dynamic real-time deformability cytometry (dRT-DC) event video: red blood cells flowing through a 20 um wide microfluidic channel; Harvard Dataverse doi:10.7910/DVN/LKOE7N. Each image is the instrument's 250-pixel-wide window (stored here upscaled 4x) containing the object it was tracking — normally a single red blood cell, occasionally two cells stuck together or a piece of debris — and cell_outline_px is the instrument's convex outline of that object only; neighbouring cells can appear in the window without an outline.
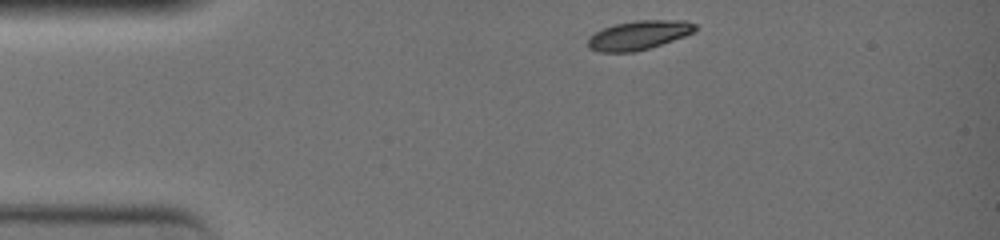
{"species": "common noctule bat (a hibernating species)", "species_latin": "Nyctalus noctula", "temperature_condition": "warm", "stored_images_in_passage": 10, "camera_frame_rate_fps": 3000, "um_per_image_px": 0.085, "animal": {"sex": "female", "body_mass_g": 19.0, "forearm_length_mm": 51.5}, "frame": {"image": 1, "passage_image": 1, "time_ms": 0.0, "image_size_px": [1000, 240], "cell_outline_px": [[696, 32], [636, 52], [596, 52], [588, 48], [588, 36], [604, 28], [616, 24], [636, 20], [688, 20], [696, 24]], "centroid_in_image_um": [54.29, 2.99], "position_along_channel_um": 30.7, "area_um2": 18.21}}